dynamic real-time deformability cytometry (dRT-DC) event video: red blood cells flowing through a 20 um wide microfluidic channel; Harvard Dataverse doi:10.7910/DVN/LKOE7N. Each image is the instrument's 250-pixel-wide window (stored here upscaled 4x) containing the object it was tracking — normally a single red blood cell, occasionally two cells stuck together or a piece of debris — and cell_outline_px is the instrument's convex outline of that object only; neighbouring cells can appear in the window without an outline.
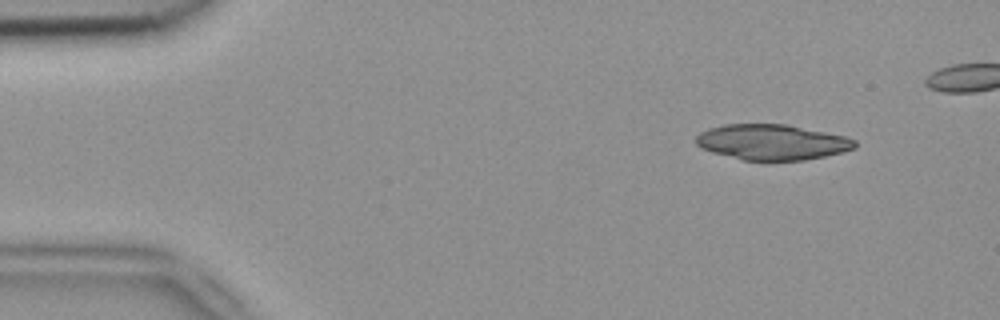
{"species": "common noctule bat (a hibernating species)", "species_latin": "Nyctalus noctula", "temperature_condition": "room temperature", "stored_images_in_passage": 5, "camera_frame_rate_fps": 3000, "um_per_image_px": 0.085, "animal": {"sex": "female", "body_mass_g": 18.4}, "frame": {"image": 1, "passage_image": 2, "time_ms": 0.333, "image_size_px": [1000, 320], "cell_outline_px": [[856, 148], [844, 152], [804, 160], [744, 160], [712, 152], [700, 148], [696, 144], [696, 136], [700, 132], [708, 128], [724, 124], [784, 124], [844, 136], [856, 140]], "centroid_in_image_um": [65.6, 12.08], "position_along_channel_um": 19.4, "area_um2": 32.71}}